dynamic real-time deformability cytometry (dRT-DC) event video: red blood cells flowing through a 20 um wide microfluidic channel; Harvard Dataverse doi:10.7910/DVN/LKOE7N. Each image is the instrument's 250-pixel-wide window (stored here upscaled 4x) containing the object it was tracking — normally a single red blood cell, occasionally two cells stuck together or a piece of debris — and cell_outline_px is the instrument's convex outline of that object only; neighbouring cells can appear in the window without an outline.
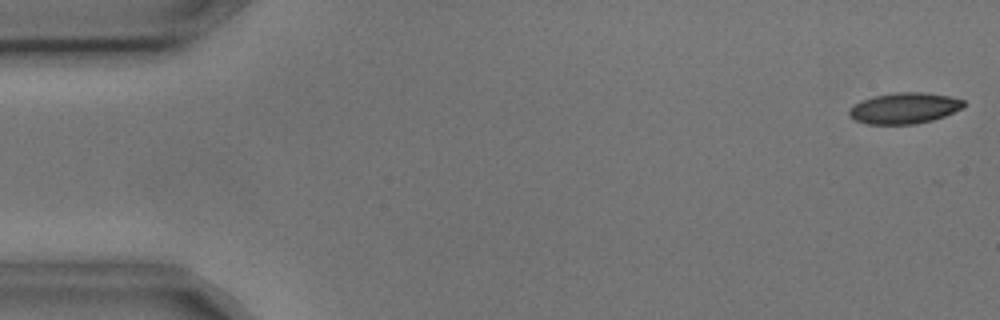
{"species": "common noctule bat (a hibernating species)", "species_latin": "Nyctalus noctula", "temperature_condition": "cold", "stored_images_in_passage": 4, "camera_frame_rate_fps": 3000, "um_per_image_px": 0.085, "animal": {"sex": "male", "body_mass_g": 17.9, "forearm_length_mm": 54.2}, "frame": {"image": 1, "passage_image": 4, "time_ms": 1.0, "image_size_px": [1000, 320], "cell_outline_px": [[964, 108], [944, 116], [932, 120], [916, 124], [868, 124], [856, 120], [848, 116], [848, 112], [856, 104], [872, 96], [896, 92], [924, 92], [948, 96], [964, 100]], "centroid_in_image_um": [76.9, 9.19], "position_along_channel_um": 8.1, "area_um2": 20.58}}